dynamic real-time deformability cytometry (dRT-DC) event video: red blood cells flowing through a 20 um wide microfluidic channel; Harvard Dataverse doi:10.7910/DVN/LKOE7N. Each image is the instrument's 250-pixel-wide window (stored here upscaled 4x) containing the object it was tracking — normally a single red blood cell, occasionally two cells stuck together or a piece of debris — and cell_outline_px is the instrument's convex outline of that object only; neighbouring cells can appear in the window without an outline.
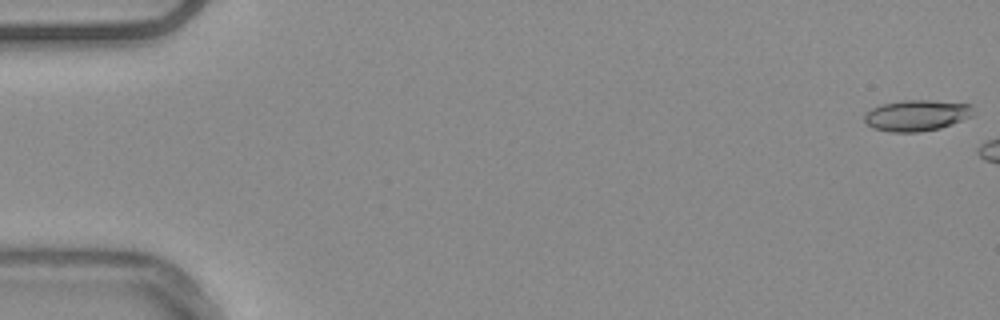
{"species": "common noctule bat (a hibernating species)", "species_latin": "Nyctalus noctula", "temperature_condition": "warm", "stored_images_in_passage": 6, "camera_frame_rate_fps": 3000, "um_per_image_px": 0.085, "animal": {"sex": "male", "body_mass_g": 20.4}, "frame": {"image": 1, "passage_image": 1, "time_ms": 0.0, "image_size_px": [1000, 320], "cell_outline_px": [[972, 116], [952, 124], [940, 128], [916, 132], [888, 132], [872, 128], [864, 120], [864, 116], [872, 108], [884, 104], [904, 100], [928, 100], [972, 104]], "centroid_in_image_um": [77.92, 9.81], "position_along_channel_um": 7.1, "area_um2": 19.54}}